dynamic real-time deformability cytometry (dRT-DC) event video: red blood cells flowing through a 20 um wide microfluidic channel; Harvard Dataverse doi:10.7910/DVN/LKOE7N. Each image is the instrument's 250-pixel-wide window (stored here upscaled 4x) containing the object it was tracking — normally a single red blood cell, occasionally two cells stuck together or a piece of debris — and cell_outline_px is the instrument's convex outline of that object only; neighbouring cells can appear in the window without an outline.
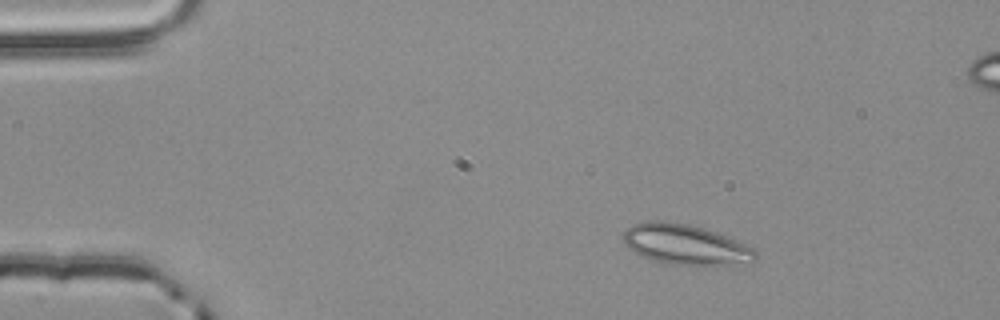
{"species": "common noctule bat (a hibernating species)", "species_latin": "Nyctalus noctula", "temperature_condition": "room temperature", "stored_images_in_passage": 3, "camera_frame_rate_fps": 3000, "um_per_image_px": 0.085, "animal": {"sex": "male", "body_mass_g": 20.4}, "frame": {"image": 1, "passage_image": 1, "time_ms": 0.0, "image_size_px": [1000, 320], "cell_outline_px": [[756, 260], [724, 264], [668, 264], [652, 260], [640, 256], [628, 248], [624, 240], [624, 232], [632, 224], [648, 220], [664, 220], [688, 224], [704, 228], [716, 232], [736, 240], [752, 248], [756, 252]], "centroid_in_image_um": [58.18, 20.75], "position_along_channel_um": 26.8, "area_um2": 30.58}}